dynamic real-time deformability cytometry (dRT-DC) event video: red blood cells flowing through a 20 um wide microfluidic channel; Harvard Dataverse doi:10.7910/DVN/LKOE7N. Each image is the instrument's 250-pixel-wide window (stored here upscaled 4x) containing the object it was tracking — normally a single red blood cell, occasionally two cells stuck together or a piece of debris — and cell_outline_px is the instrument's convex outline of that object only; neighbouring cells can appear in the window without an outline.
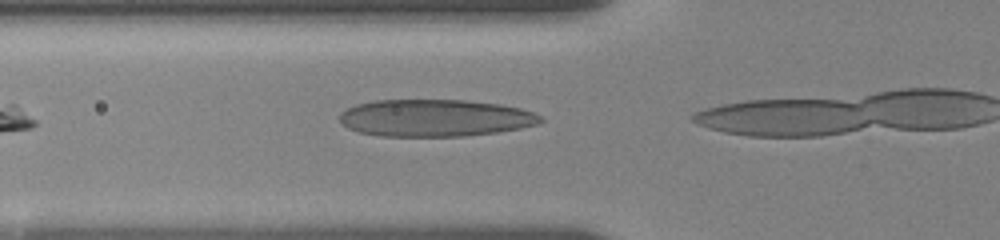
{"species": "human", "species_latin": "Homo sapiens", "temperature_condition": "room temperature", "stored_images_in_passage": 7, "camera_frame_rate_fps": 3000, "um_per_image_px": 0.085, "donor": {"sex": "female"}, "frame": {"image": 1, "passage_image": 3, "time_ms": 0.667, "image_size_px": [1000, 240], "cell_outline_px": [[544, 120], [536, 124], [520, 128], [496, 132], [464, 136], [380, 136], [360, 132], [348, 128], [340, 120], [340, 112], [356, 104], [376, 100], [464, 100], [500, 104], [520, 108], [532, 112], [540, 116]], "centroid_in_image_um": [36.97, 10.02], "position_along_channel_um": 88.8, "area_um2": 43.29}}
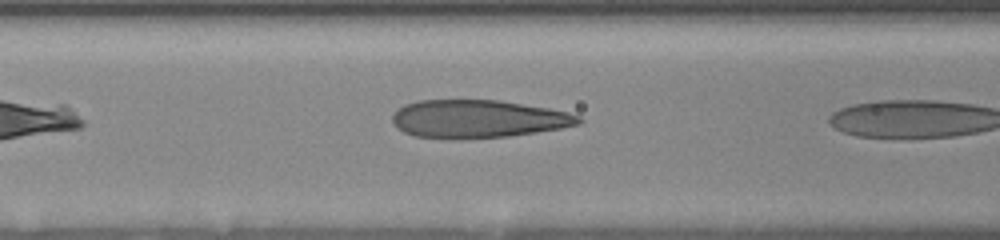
{"frame": {"image": 2, "passage_image": 6, "time_ms": 1.667, "image_size_px": [1000, 240], "cell_outline_px": [[584, 120], [580, 124], [560, 128], [536, 132], [508, 136], [464, 140], [448, 140], [412, 136], [404, 132], [392, 120], [392, 116], [404, 104], [420, 100], [500, 100], [548, 108], [568, 112], [580, 116]], "centroid_in_image_um": [40.63, 10.12], "position_along_channel_um": 126.0, "area_um2": 41.62}}